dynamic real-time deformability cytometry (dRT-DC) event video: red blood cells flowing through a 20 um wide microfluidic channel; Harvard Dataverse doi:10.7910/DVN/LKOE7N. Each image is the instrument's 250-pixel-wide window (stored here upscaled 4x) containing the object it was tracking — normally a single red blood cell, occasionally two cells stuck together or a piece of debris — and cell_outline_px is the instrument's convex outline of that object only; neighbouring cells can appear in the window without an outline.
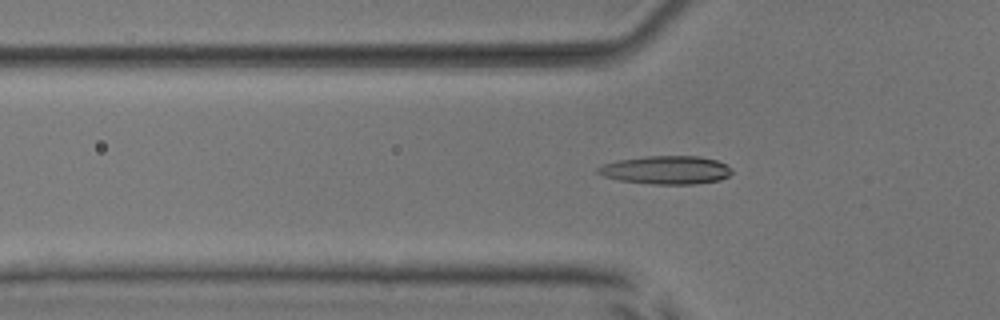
{"species": "common noctule bat (a hibernating species)", "species_latin": "Nyctalus noctula", "temperature_condition": "room temperature", "stored_images_in_passage": 47, "camera_frame_rate_fps": 3000, "um_per_image_px": 0.085, "animal": {"sex": "male", "body_mass_g": 17.9, "forearm_length_mm": 54.2}, "frame": {"image": 1, "passage_image": 13, "time_ms": 4.0, "image_size_px": [1000, 320], "cell_outline_px": [[732, 172], [728, 176], [720, 180], [696, 184], [652, 184], [620, 180], [604, 176], [596, 172], [596, 168], [604, 164], [616, 160], [644, 156], [700, 156], [716, 160], [732, 168]], "centroid_in_image_um": [56.62, 14.44], "position_along_channel_um": 69.2, "area_um2": 22.14}}
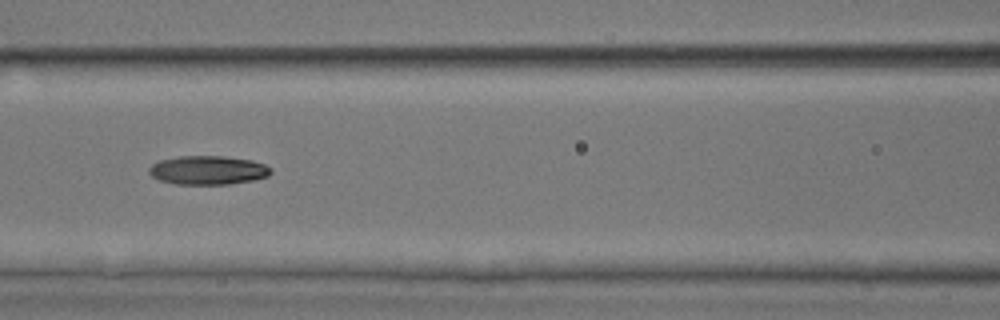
{"frame": {"image": 2, "passage_image": 19, "time_ms": 6.0, "image_size_px": [1000, 320], "cell_outline_px": [[272, 172], [268, 176], [252, 180], [228, 184], [176, 184], [160, 180], [152, 176], [148, 172], [148, 168], [152, 164], [160, 160], [180, 156], [224, 156], [252, 160], [264, 164], [272, 168]], "centroid_in_image_um": [17.68, 14.46], "position_along_channel_um": 148.9, "area_um2": 20.46}}
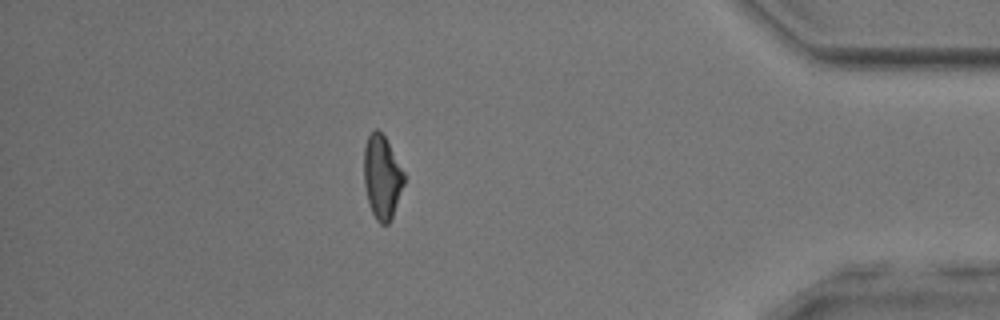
{"frame": {"image": 3, "passage_image": 41, "time_ms": 13.333, "image_size_px": [1000, 320], "cell_outline_px": [[404, 184], [392, 216], [388, 224], [380, 224], [376, 220], [368, 204], [364, 184], [364, 148], [368, 136], [376, 128], [384, 136], [404, 172]], "centroid_in_image_um": [32.45, 15.07], "position_along_channel_um": 402.7, "area_um2": 19.31}, "authors_computed_cell_mechanics": {"area_um2": 20.1144, "velocity_mm_per_s": 4.0066, "shape_relaxation_time_tau1_ms": null, "shape_relaxation_time_tau2_ms": 5.8503, "deformation_change_tau1": null, "deformation_change_tau2": 0.1479}}